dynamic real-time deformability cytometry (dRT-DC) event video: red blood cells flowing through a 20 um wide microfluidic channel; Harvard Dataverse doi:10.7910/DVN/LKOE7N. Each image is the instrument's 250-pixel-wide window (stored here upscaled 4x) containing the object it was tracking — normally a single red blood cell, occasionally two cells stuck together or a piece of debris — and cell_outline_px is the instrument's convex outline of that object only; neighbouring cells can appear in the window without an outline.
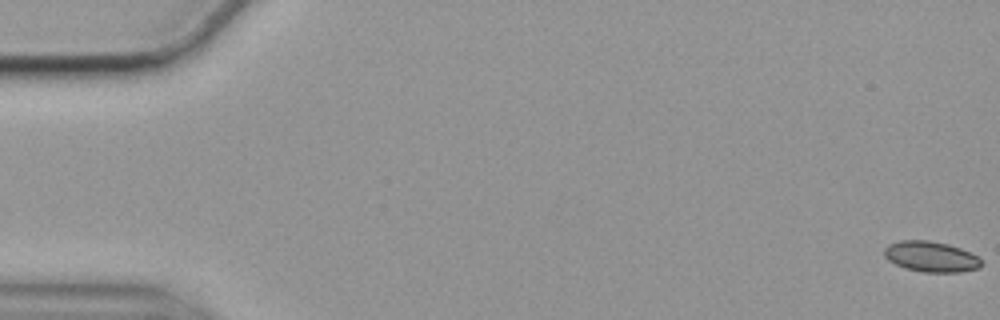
{"species": "common noctule bat (a hibernating species)", "species_latin": "Nyctalus noctula", "temperature_condition": "cold", "stored_images_in_passage": 57, "camera_frame_rate_fps": 3000, "um_per_image_px": 0.085, "animal": {"sex": "female", "body_mass_g": 19.9}, "frame": {"image": 1, "passage_image": 1, "time_ms": 0.0, "image_size_px": [1000, 320], "cell_outline_px": [[984, 264], [980, 268], [960, 272], [924, 272], [904, 268], [888, 260], [884, 256], [884, 248], [888, 244], [900, 240], [928, 240], [948, 244], [960, 248], [976, 256]], "centroid_in_image_um": [79.11, 21.81], "position_along_channel_um": 5.9, "area_um2": 17.34}}
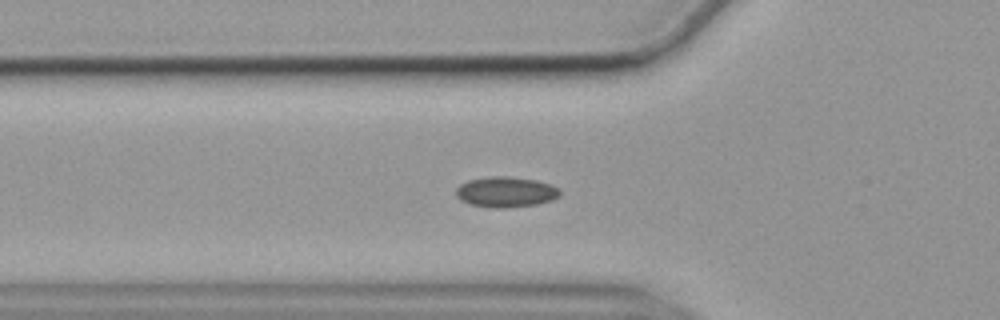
{"frame": {"image": 2, "passage_image": 20, "time_ms": 6.333, "image_size_px": [1000, 320], "cell_outline_px": [[560, 196], [552, 200], [536, 204], [508, 208], [492, 208], [468, 204], [460, 200], [456, 196], [456, 188], [460, 184], [468, 180], [492, 176], [508, 176], [536, 180], [552, 184], [560, 188]], "centroid_in_image_um": [43.0, 16.32], "position_along_channel_um": 82.8, "area_um2": 18.73}}
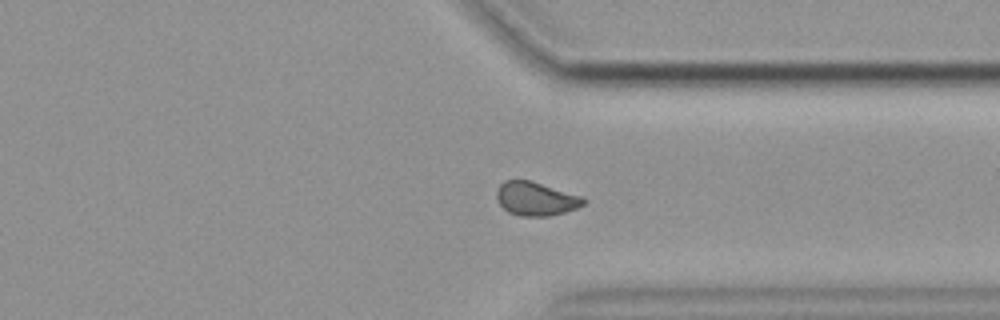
{"frame": {"image": 3, "passage_image": 44, "time_ms": 14.333, "image_size_px": [1000, 320], "cell_outline_px": [[588, 200], [584, 204], [576, 208], [564, 212], [548, 216], [520, 216], [508, 212], [496, 200], [496, 192], [500, 184], [504, 180], [532, 180], [580, 196]], "centroid_in_image_um": [45.52, 16.89], "position_along_channel_um": 365.9, "area_um2": 17.05}, "authors_computed_cell_mechanics": {"area_um2": 17.4556, "velocity_mm_per_s": 3.5317, "shape_relaxation_time_tau1_ms": null, "shape_relaxation_time_tau2_ms": 1.7774, "deformation_change_tau1": null, "deformation_change_tau2": 0.0488}}